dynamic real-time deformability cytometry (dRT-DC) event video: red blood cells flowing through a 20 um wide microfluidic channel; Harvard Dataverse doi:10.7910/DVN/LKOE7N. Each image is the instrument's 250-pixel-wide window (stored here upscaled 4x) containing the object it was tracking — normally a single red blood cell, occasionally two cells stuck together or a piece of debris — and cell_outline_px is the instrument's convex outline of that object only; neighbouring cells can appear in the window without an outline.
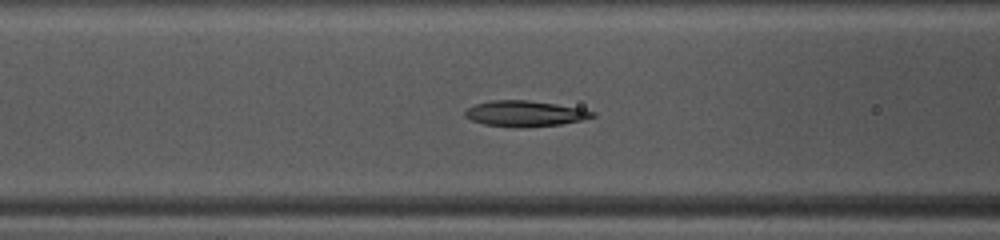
{"species": "common noctule bat (a hibernating species)", "species_latin": "Nyctalus noctula", "temperature_condition": "warm", "stored_images_in_passage": 39, "camera_frame_rate_fps": 3000, "um_per_image_px": 0.085, "animal": {"sex": "female", "body_mass_g": 10.0, "forearm_length_mm": 53.1}, "frame": {"image": 1, "passage_image": 9, "time_ms": 2.667, "image_size_px": [1000, 240], "cell_outline_px": [[596, 116], [580, 120], [560, 124], [520, 128], [484, 124], [472, 120], [464, 116], [464, 112], [468, 108], [476, 104], [492, 100], [528, 100], [556, 104], [580, 108], [596, 112]], "centroid_in_image_um": [44.62, 9.65], "position_along_channel_um": 122.0, "area_um2": 19.02}}
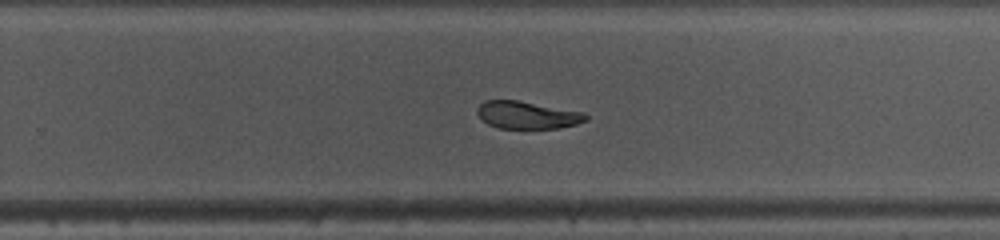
{"frame": {"image": 2, "passage_image": 21, "time_ms": 6.667, "image_size_px": [1000, 240], "cell_outline_px": [[588, 120], [576, 124], [556, 128], [500, 128], [488, 124], [476, 112], [476, 108], [484, 100], [520, 100], [584, 112], [588, 116]], "centroid_in_image_um": [44.83, 9.76], "position_along_channel_um": 285.0, "area_um2": 17.4}}
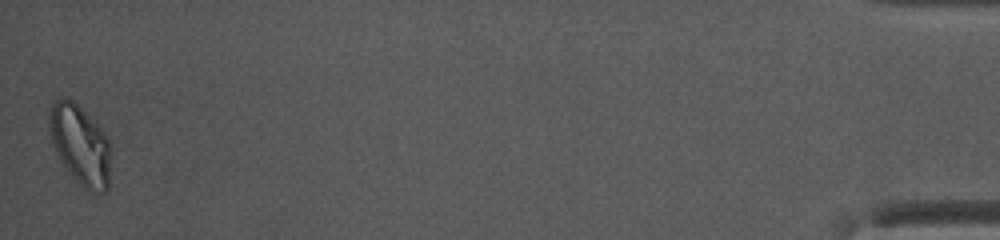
{"frame": {"image": 3, "passage_image": 39, "time_ms": 12.667, "image_size_px": [1000, 240], "cell_outline_px": [[112, 148], [108, 188], [104, 192], [88, 192], [68, 172], [60, 160], [52, 144], [48, 128], [48, 116], [52, 104], [56, 100], [68, 96], [104, 132]], "centroid_in_image_um": [6.82, 12.34], "position_along_channel_um": 428.4, "area_um2": 28.78}, "authors_computed_cell_mechanics": {"area_um2": 19.2474, "velocity_mm_per_s": 4.0831, "shape_relaxation_time_tau1_ms": 3.0853, "shape_relaxation_time_tau2_ms": 2.1623, "deformation_change_tau1": 0.1447, "deformation_change_tau2": 0.0548}}